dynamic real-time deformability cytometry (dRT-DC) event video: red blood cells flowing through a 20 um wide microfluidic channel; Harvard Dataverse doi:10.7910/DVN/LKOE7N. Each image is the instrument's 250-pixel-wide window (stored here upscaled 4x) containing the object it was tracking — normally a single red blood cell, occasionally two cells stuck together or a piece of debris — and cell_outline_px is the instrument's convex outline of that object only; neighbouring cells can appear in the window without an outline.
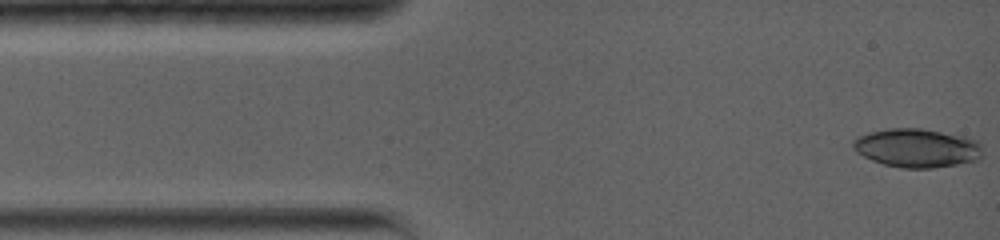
{"species": "common noctule bat (a hibernating species)", "species_latin": "Nyctalus noctula", "temperature_condition": "warm", "stored_images_in_passage": 10, "camera_frame_rate_fps": 5000, "um_per_image_px": 0.085, "animal": {"sex": "female", "body_mass_g": 19.0, "forearm_length_mm": 56.7}, "frame": {"image": 1, "passage_image": 1, "time_ms": 0.0, "image_size_px": [1000, 240], "cell_outline_px": [[980, 156], [976, 160], [956, 164], [932, 168], [900, 168], [884, 164], [872, 160], [856, 152], [852, 148], [852, 140], [856, 136], [868, 132], [888, 128], [920, 128], [964, 136], [976, 140], [980, 144]], "centroid_in_image_um": [77.87, 12.57], "position_along_channel_um": 7.1, "area_um2": 29.19}}
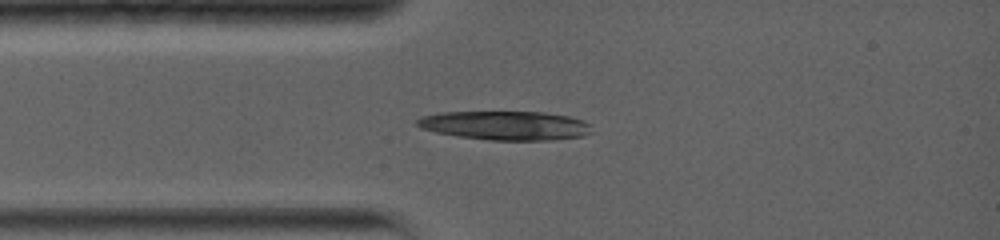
{"frame": {"image": 2, "passage_image": 10, "time_ms": 2.8, "image_size_px": [1000, 240], "cell_outline_px": [[588, 132], [584, 136], [552, 140], [488, 140], [456, 136], [436, 132], [420, 128], [416, 124], [416, 120], [420, 116], [440, 112], [544, 112], [568, 116], [584, 120], [588, 124]], "centroid_in_image_um": [42.9, 10.66], "position_along_channel_um": 42.1, "area_um2": 29.48}}